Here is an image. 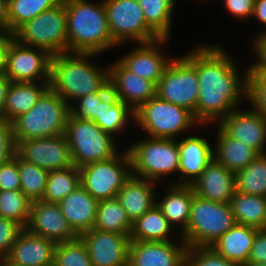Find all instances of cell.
<instances>
[{
    "label": "cell",
    "mask_w": 266,
    "mask_h": 266,
    "mask_svg": "<svg viewBox=\"0 0 266 266\" xmlns=\"http://www.w3.org/2000/svg\"><path fill=\"white\" fill-rule=\"evenodd\" d=\"M67 14L62 0L22 25L14 38L23 45L47 50L52 56L68 52Z\"/></svg>",
    "instance_id": "obj_7"
},
{
    "label": "cell",
    "mask_w": 266,
    "mask_h": 266,
    "mask_svg": "<svg viewBox=\"0 0 266 266\" xmlns=\"http://www.w3.org/2000/svg\"><path fill=\"white\" fill-rule=\"evenodd\" d=\"M14 39L13 33L9 31H0V74H4L5 72L7 51Z\"/></svg>",
    "instance_id": "obj_50"
},
{
    "label": "cell",
    "mask_w": 266,
    "mask_h": 266,
    "mask_svg": "<svg viewBox=\"0 0 266 266\" xmlns=\"http://www.w3.org/2000/svg\"><path fill=\"white\" fill-rule=\"evenodd\" d=\"M67 14L68 52L95 53L116 43L110 34L104 2L92 4L86 0H63Z\"/></svg>",
    "instance_id": "obj_2"
},
{
    "label": "cell",
    "mask_w": 266,
    "mask_h": 266,
    "mask_svg": "<svg viewBox=\"0 0 266 266\" xmlns=\"http://www.w3.org/2000/svg\"><path fill=\"white\" fill-rule=\"evenodd\" d=\"M104 7L110 34L117 45L130 38L140 44L161 38L146 23L137 0H106Z\"/></svg>",
    "instance_id": "obj_11"
},
{
    "label": "cell",
    "mask_w": 266,
    "mask_h": 266,
    "mask_svg": "<svg viewBox=\"0 0 266 266\" xmlns=\"http://www.w3.org/2000/svg\"><path fill=\"white\" fill-rule=\"evenodd\" d=\"M64 134L72 164L78 169L118 154L114 136L104 132L94 121L69 114Z\"/></svg>",
    "instance_id": "obj_6"
},
{
    "label": "cell",
    "mask_w": 266,
    "mask_h": 266,
    "mask_svg": "<svg viewBox=\"0 0 266 266\" xmlns=\"http://www.w3.org/2000/svg\"><path fill=\"white\" fill-rule=\"evenodd\" d=\"M223 51L221 45L202 46L185 55L196 68L199 84L196 120L201 124L226 117L236 108L241 94L248 98L249 71L241 80L236 66Z\"/></svg>",
    "instance_id": "obj_1"
},
{
    "label": "cell",
    "mask_w": 266,
    "mask_h": 266,
    "mask_svg": "<svg viewBox=\"0 0 266 266\" xmlns=\"http://www.w3.org/2000/svg\"><path fill=\"white\" fill-rule=\"evenodd\" d=\"M32 201L21 190L0 191V217L13 220L23 228L30 218Z\"/></svg>",
    "instance_id": "obj_38"
},
{
    "label": "cell",
    "mask_w": 266,
    "mask_h": 266,
    "mask_svg": "<svg viewBox=\"0 0 266 266\" xmlns=\"http://www.w3.org/2000/svg\"><path fill=\"white\" fill-rule=\"evenodd\" d=\"M129 236L93 228L78 237L86 246L92 266H128Z\"/></svg>",
    "instance_id": "obj_15"
},
{
    "label": "cell",
    "mask_w": 266,
    "mask_h": 266,
    "mask_svg": "<svg viewBox=\"0 0 266 266\" xmlns=\"http://www.w3.org/2000/svg\"><path fill=\"white\" fill-rule=\"evenodd\" d=\"M151 138L174 139L192 124H198L194 114L157 96L142 104L134 112V120Z\"/></svg>",
    "instance_id": "obj_9"
},
{
    "label": "cell",
    "mask_w": 266,
    "mask_h": 266,
    "mask_svg": "<svg viewBox=\"0 0 266 266\" xmlns=\"http://www.w3.org/2000/svg\"><path fill=\"white\" fill-rule=\"evenodd\" d=\"M225 5L235 16L247 18L253 15L255 0H225Z\"/></svg>",
    "instance_id": "obj_49"
},
{
    "label": "cell",
    "mask_w": 266,
    "mask_h": 266,
    "mask_svg": "<svg viewBox=\"0 0 266 266\" xmlns=\"http://www.w3.org/2000/svg\"><path fill=\"white\" fill-rule=\"evenodd\" d=\"M79 170L80 184L98 202L115 198L118 191L133 174L128 172L132 171L128 150L111 159L85 165Z\"/></svg>",
    "instance_id": "obj_10"
},
{
    "label": "cell",
    "mask_w": 266,
    "mask_h": 266,
    "mask_svg": "<svg viewBox=\"0 0 266 266\" xmlns=\"http://www.w3.org/2000/svg\"><path fill=\"white\" fill-rule=\"evenodd\" d=\"M248 99L266 117V74H248Z\"/></svg>",
    "instance_id": "obj_43"
},
{
    "label": "cell",
    "mask_w": 266,
    "mask_h": 266,
    "mask_svg": "<svg viewBox=\"0 0 266 266\" xmlns=\"http://www.w3.org/2000/svg\"><path fill=\"white\" fill-rule=\"evenodd\" d=\"M236 224L229 204L194 195L182 240L188 247H210Z\"/></svg>",
    "instance_id": "obj_5"
},
{
    "label": "cell",
    "mask_w": 266,
    "mask_h": 266,
    "mask_svg": "<svg viewBox=\"0 0 266 266\" xmlns=\"http://www.w3.org/2000/svg\"><path fill=\"white\" fill-rule=\"evenodd\" d=\"M18 155L0 166V191L20 190Z\"/></svg>",
    "instance_id": "obj_45"
},
{
    "label": "cell",
    "mask_w": 266,
    "mask_h": 266,
    "mask_svg": "<svg viewBox=\"0 0 266 266\" xmlns=\"http://www.w3.org/2000/svg\"><path fill=\"white\" fill-rule=\"evenodd\" d=\"M153 183L131 175L118 191L116 197L132 222L156 204Z\"/></svg>",
    "instance_id": "obj_25"
},
{
    "label": "cell",
    "mask_w": 266,
    "mask_h": 266,
    "mask_svg": "<svg viewBox=\"0 0 266 266\" xmlns=\"http://www.w3.org/2000/svg\"><path fill=\"white\" fill-rule=\"evenodd\" d=\"M58 204L70 227L78 236L93 229L99 202L81 184Z\"/></svg>",
    "instance_id": "obj_23"
},
{
    "label": "cell",
    "mask_w": 266,
    "mask_h": 266,
    "mask_svg": "<svg viewBox=\"0 0 266 266\" xmlns=\"http://www.w3.org/2000/svg\"><path fill=\"white\" fill-rule=\"evenodd\" d=\"M173 228L155 204L132 224L130 241H170L167 236Z\"/></svg>",
    "instance_id": "obj_31"
},
{
    "label": "cell",
    "mask_w": 266,
    "mask_h": 266,
    "mask_svg": "<svg viewBox=\"0 0 266 266\" xmlns=\"http://www.w3.org/2000/svg\"><path fill=\"white\" fill-rule=\"evenodd\" d=\"M109 85L113 94L134 112L156 96V84L126 70L118 61L108 67Z\"/></svg>",
    "instance_id": "obj_19"
},
{
    "label": "cell",
    "mask_w": 266,
    "mask_h": 266,
    "mask_svg": "<svg viewBox=\"0 0 266 266\" xmlns=\"http://www.w3.org/2000/svg\"><path fill=\"white\" fill-rule=\"evenodd\" d=\"M259 22L266 25V0H255L253 15Z\"/></svg>",
    "instance_id": "obj_53"
},
{
    "label": "cell",
    "mask_w": 266,
    "mask_h": 266,
    "mask_svg": "<svg viewBox=\"0 0 266 266\" xmlns=\"http://www.w3.org/2000/svg\"><path fill=\"white\" fill-rule=\"evenodd\" d=\"M247 262L266 263V229L256 232L253 247Z\"/></svg>",
    "instance_id": "obj_47"
},
{
    "label": "cell",
    "mask_w": 266,
    "mask_h": 266,
    "mask_svg": "<svg viewBox=\"0 0 266 266\" xmlns=\"http://www.w3.org/2000/svg\"><path fill=\"white\" fill-rule=\"evenodd\" d=\"M186 266H242L218 254L212 247H188Z\"/></svg>",
    "instance_id": "obj_42"
},
{
    "label": "cell",
    "mask_w": 266,
    "mask_h": 266,
    "mask_svg": "<svg viewBox=\"0 0 266 266\" xmlns=\"http://www.w3.org/2000/svg\"><path fill=\"white\" fill-rule=\"evenodd\" d=\"M32 50L14 39L7 51L4 75L11 82H36L41 76L50 82L52 55L45 49Z\"/></svg>",
    "instance_id": "obj_13"
},
{
    "label": "cell",
    "mask_w": 266,
    "mask_h": 266,
    "mask_svg": "<svg viewBox=\"0 0 266 266\" xmlns=\"http://www.w3.org/2000/svg\"><path fill=\"white\" fill-rule=\"evenodd\" d=\"M53 266H92L85 244L75 240L56 244Z\"/></svg>",
    "instance_id": "obj_40"
},
{
    "label": "cell",
    "mask_w": 266,
    "mask_h": 266,
    "mask_svg": "<svg viewBox=\"0 0 266 266\" xmlns=\"http://www.w3.org/2000/svg\"><path fill=\"white\" fill-rule=\"evenodd\" d=\"M129 114L134 118V111L110 90L103 97V111L95 123L104 132L114 136V133L120 132L125 126Z\"/></svg>",
    "instance_id": "obj_35"
},
{
    "label": "cell",
    "mask_w": 266,
    "mask_h": 266,
    "mask_svg": "<svg viewBox=\"0 0 266 266\" xmlns=\"http://www.w3.org/2000/svg\"><path fill=\"white\" fill-rule=\"evenodd\" d=\"M132 224L117 197L99 201L93 228L118 234H130Z\"/></svg>",
    "instance_id": "obj_32"
},
{
    "label": "cell",
    "mask_w": 266,
    "mask_h": 266,
    "mask_svg": "<svg viewBox=\"0 0 266 266\" xmlns=\"http://www.w3.org/2000/svg\"><path fill=\"white\" fill-rule=\"evenodd\" d=\"M16 154L23 160L50 172L72 166L65 134L16 142Z\"/></svg>",
    "instance_id": "obj_14"
},
{
    "label": "cell",
    "mask_w": 266,
    "mask_h": 266,
    "mask_svg": "<svg viewBox=\"0 0 266 266\" xmlns=\"http://www.w3.org/2000/svg\"><path fill=\"white\" fill-rule=\"evenodd\" d=\"M56 244L23 229L7 258L21 266H53Z\"/></svg>",
    "instance_id": "obj_22"
},
{
    "label": "cell",
    "mask_w": 266,
    "mask_h": 266,
    "mask_svg": "<svg viewBox=\"0 0 266 266\" xmlns=\"http://www.w3.org/2000/svg\"><path fill=\"white\" fill-rule=\"evenodd\" d=\"M132 174L150 181L179 171L180 154L175 139L151 138L135 143L128 148ZM139 175V176H137Z\"/></svg>",
    "instance_id": "obj_8"
},
{
    "label": "cell",
    "mask_w": 266,
    "mask_h": 266,
    "mask_svg": "<svg viewBox=\"0 0 266 266\" xmlns=\"http://www.w3.org/2000/svg\"><path fill=\"white\" fill-rule=\"evenodd\" d=\"M0 31H9L8 0H0Z\"/></svg>",
    "instance_id": "obj_52"
},
{
    "label": "cell",
    "mask_w": 266,
    "mask_h": 266,
    "mask_svg": "<svg viewBox=\"0 0 266 266\" xmlns=\"http://www.w3.org/2000/svg\"><path fill=\"white\" fill-rule=\"evenodd\" d=\"M146 23L161 37L168 38L174 3L171 0H137Z\"/></svg>",
    "instance_id": "obj_37"
},
{
    "label": "cell",
    "mask_w": 266,
    "mask_h": 266,
    "mask_svg": "<svg viewBox=\"0 0 266 266\" xmlns=\"http://www.w3.org/2000/svg\"><path fill=\"white\" fill-rule=\"evenodd\" d=\"M69 108L70 105L49 87L29 111L11 122L15 142L63 134Z\"/></svg>",
    "instance_id": "obj_4"
},
{
    "label": "cell",
    "mask_w": 266,
    "mask_h": 266,
    "mask_svg": "<svg viewBox=\"0 0 266 266\" xmlns=\"http://www.w3.org/2000/svg\"><path fill=\"white\" fill-rule=\"evenodd\" d=\"M195 193L191 185L175 184L170 187L166 196L157 207L167 218L170 225L174 223L182 224V231L187 228L190 219L191 204Z\"/></svg>",
    "instance_id": "obj_29"
},
{
    "label": "cell",
    "mask_w": 266,
    "mask_h": 266,
    "mask_svg": "<svg viewBox=\"0 0 266 266\" xmlns=\"http://www.w3.org/2000/svg\"><path fill=\"white\" fill-rule=\"evenodd\" d=\"M254 49L259 60L248 69L249 74H266V33L256 40Z\"/></svg>",
    "instance_id": "obj_48"
},
{
    "label": "cell",
    "mask_w": 266,
    "mask_h": 266,
    "mask_svg": "<svg viewBox=\"0 0 266 266\" xmlns=\"http://www.w3.org/2000/svg\"><path fill=\"white\" fill-rule=\"evenodd\" d=\"M229 205L237 224L266 229V197L235 191Z\"/></svg>",
    "instance_id": "obj_30"
},
{
    "label": "cell",
    "mask_w": 266,
    "mask_h": 266,
    "mask_svg": "<svg viewBox=\"0 0 266 266\" xmlns=\"http://www.w3.org/2000/svg\"><path fill=\"white\" fill-rule=\"evenodd\" d=\"M49 83L45 81L41 87L37 82H10L4 105L5 121L11 123L29 111L49 88Z\"/></svg>",
    "instance_id": "obj_28"
},
{
    "label": "cell",
    "mask_w": 266,
    "mask_h": 266,
    "mask_svg": "<svg viewBox=\"0 0 266 266\" xmlns=\"http://www.w3.org/2000/svg\"><path fill=\"white\" fill-rule=\"evenodd\" d=\"M0 260H1L0 262H2L0 266H21V265L13 263L7 257L0 258Z\"/></svg>",
    "instance_id": "obj_54"
},
{
    "label": "cell",
    "mask_w": 266,
    "mask_h": 266,
    "mask_svg": "<svg viewBox=\"0 0 266 266\" xmlns=\"http://www.w3.org/2000/svg\"><path fill=\"white\" fill-rule=\"evenodd\" d=\"M95 53H61L52 56L49 87L69 101L102 91L109 83V71L96 69L86 59Z\"/></svg>",
    "instance_id": "obj_3"
},
{
    "label": "cell",
    "mask_w": 266,
    "mask_h": 266,
    "mask_svg": "<svg viewBox=\"0 0 266 266\" xmlns=\"http://www.w3.org/2000/svg\"><path fill=\"white\" fill-rule=\"evenodd\" d=\"M20 190L31 201L41 200L48 177V171L29 163L18 156Z\"/></svg>",
    "instance_id": "obj_39"
},
{
    "label": "cell",
    "mask_w": 266,
    "mask_h": 266,
    "mask_svg": "<svg viewBox=\"0 0 266 266\" xmlns=\"http://www.w3.org/2000/svg\"><path fill=\"white\" fill-rule=\"evenodd\" d=\"M178 147L180 154L179 172L184 175L180 176L179 179L181 182L185 181L179 185H191L214 158V150L207 140L198 136L187 137L179 141Z\"/></svg>",
    "instance_id": "obj_24"
},
{
    "label": "cell",
    "mask_w": 266,
    "mask_h": 266,
    "mask_svg": "<svg viewBox=\"0 0 266 266\" xmlns=\"http://www.w3.org/2000/svg\"><path fill=\"white\" fill-rule=\"evenodd\" d=\"M258 230L254 227L236 224L210 247L224 258L243 266L249 259Z\"/></svg>",
    "instance_id": "obj_26"
},
{
    "label": "cell",
    "mask_w": 266,
    "mask_h": 266,
    "mask_svg": "<svg viewBox=\"0 0 266 266\" xmlns=\"http://www.w3.org/2000/svg\"><path fill=\"white\" fill-rule=\"evenodd\" d=\"M62 0H8L9 32L15 33L22 25L40 13L54 8Z\"/></svg>",
    "instance_id": "obj_36"
},
{
    "label": "cell",
    "mask_w": 266,
    "mask_h": 266,
    "mask_svg": "<svg viewBox=\"0 0 266 266\" xmlns=\"http://www.w3.org/2000/svg\"><path fill=\"white\" fill-rule=\"evenodd\" d=\"M198 77L194 65L184 56L171 59L159 82L156 96L189 110L196 119L198 100Z\"/></svg>",
    "instance_id": "obj_12"
},
{
    "label": "cell",
    "mask_w": 266,
    "mask_h": 266,
    "mask_svg": "<svg viewBox=\"0 0 266 266\" xmlns=\"http://www.w3.org/2000/svg\"><path fill=\"white\" fill-rule=\"evenodd\" d=\"M243 266H266V263L247 262Z\"/></svg>",
    "instance_id": "obj_55"
},
{
    "label": "cell",
    "mask_w": 266,
    "mask_h": 266,
    "mask_svg": "<svg viewBox=\"0 0 266 266\" xmlns=\"http://www.w3.org/2000/svg\"><path fill=\"white\" fill-rule=\"evenodd\" d=\"M187 248L184 241H130L128 266H186Z\"/></svg>",
    "instance_id": "obj_18"
},
{
    "label": "cell",
    "mask_w": 266,
    "mask_h": 266,
    "mask_svg": "<svg viewBox=\"0 0 266 266\" xmlns=\"http://www.w3.org/2000/svg\"><path fill=\"white\" fill-rule=\"evenodd\" d=\"M16 154V142L13 136L12 123L0 122V166L9 162Z\"/></svg>",
    "instance_id": "obj_46"
},
{
    "label": "cell",
    "mask_w": 266,
    "mask_h": 266,
    "mask_svg": "<svg viewBox=\"0 0 266 266\" xmlns=\"http://www.w3.org/2000/svg\"><path fill=\"white\" fill-rule=\"evenodd\" d=\"M217 135V151L213 152V157L233 173L244 169L259 155L246 143L228 136L219 126Z\"/></svg>",
    "instance_id": "obj_27"
},
{
    "label": "cell",
    "mask_w": 266,
    "mask_h": 266,
    "mask_svg": "<svg viewBox=\"0 0 266 266\" xmlns=\"http://www.w3.org/2000/svg\"><path fill=\"white\" fill-rule=\"evenodd\" d=\"M110 90V85L108 84L102 91L89 93L77 98L79 105L77 108H75L73 104L70 105V115L95 122L103 111V97Z\"/></svg>",
    "instance_id": "obj_41"
},
{
    "label": "cell",
    "mask_w": 266,
    "mask_h": 266,
    "mask_svg": "<svg viewBox=\"0 0 266 266\" xmlns=\"http://www.w3.org/2000/svg\"><path fill=\"white\" fill-rule=\"evenodd\" d=\"M191 187L199 197L229 204L235 194L234 173L213 158Z\"/></svg>",
    "instance_id": "obj_20"
},
{
    "label": "cell",
    "mask_w": 266,
    "mask_h": 266,
    "mask_svg": "<svg viewBox=\"0 0 266 266\" xmlns=\"http://www.w3.org/2000/svg\"><path fill=\"white\" fill-rule=\"evenodd\" d=\"M234 177L235 191L266 197V154H259Z\"/></svg>",
    "instance_id": "obj_33"
},
{
    "label": "cell",
    "mask_w": 266,
    "mask_h": 266,
    "mask_svg": "<svg viewBox=\"0 0 266 266\" xmlns=\"http://www.w3.org/2000/svg\"><path fill=\"white\" fill-rule=\"evenodd\" d=\"M219 121V127L228 136L246 143L259 154H266V117L259 111L235 108Z\"/></svg>",
    "instance_id": "obj_17"
},
{
    "label": "cell",
    "mask_w": 266,
    "mask_h": 266,
    "mask_svg": "<svg viewBox=\"0 0 266 266\" xmlns=\"http://www.w3.org/2000/svg\"><path fill=\"white\" fill-rule=\"evenodd\" d=\"M10 82L4 74H0V122L5 121L4 105Z\"/></svg>",
    "instance_id": "obj_51"
},
{
    "label": "cell",
    "mask_w": 266,
    "mask_h": 266,
    "mask_svg": "<svg viewBox=\"0 0 266 266\" xmlns=\"http://www.w3.org/2000/svg\"><path fill=\"white\" fill-rule=\"evenodd\" d=\"M25 229L55 244L78 238L62 213L59 204L47 203L42 200L32 201L30 218Z\"/></svg>",
    "instance_id": "obj_16"
},
{
    "label": "cell",
    "mask_w": 266,
    "mask_h": 266,
    "mask_svg": "<svg viewBox=\"0 0 266 266\" xmlns=\"http://www.w3.org/2000/svg\"><path fill=\"white\" fill-rule=\"evenodd\" d=\"M78 185H80V170L76 166L50 171L41 200L47 203H59Z\"/></svg>",
    "instance_id": "obj_34"
},
{
    "label": "cell",
    "mask_w": 266,
    "mask_h": 266,
    "mask_svg": "<svg viewBox=\"0 0 266 266\" xmlns=\"http://www.w3.org/2000/svg\"><path fill=\"white\" fill-rule=\"evenodd\" d=\"M24 228L17 222L0 217V258L7 257Z\"/></svg>",
    "instance_id": "obj_44"
},
{
    "label": "cell",
    "mask_w": 266,
    "mask_h": 266,
    "mask_svg": "<svg viewBox=\"0 0 266 266\" xmlns=\"http://www.w3.org/2000/svg\"><path fill=\"white\" fill-rule=\"evenodd\" d=\"M167 40L168 38H160L150 43L141 44L139 48L118 62L129 72L157 84L171 60L164 58L156 46L164 44Z\"/></svg>",
    "instance_id": "obj_21"
}]
</instances>
